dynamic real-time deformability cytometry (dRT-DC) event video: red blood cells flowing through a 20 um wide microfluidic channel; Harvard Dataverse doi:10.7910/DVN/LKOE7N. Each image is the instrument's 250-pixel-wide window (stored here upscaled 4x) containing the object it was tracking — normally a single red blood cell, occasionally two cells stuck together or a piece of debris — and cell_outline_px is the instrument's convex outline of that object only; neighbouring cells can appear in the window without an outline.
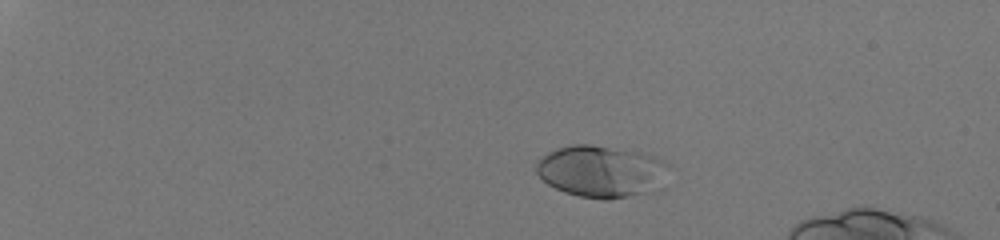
{"species": "human", "species_latin": "Homo sapiens", "temperature_condition": "room temperature", "stored_images_in_passage": 53, "camera_frame_rate_fps": 3000, "um_per_image_px": 0.085, "donor": {"sex": "male"}, "frame": {"image": 1, "passage_image": 15, "time_ms": 4.667, "image_size_px": [1000, 240], "cell_outline_px": [[668, 168], [664, 188], [660, 192], [604, 200], [580, 196], [564, 192], [548, 184], [536, 172], [536, 160], [548, 152], [556, 148], [572, 144], [592, 144], [640, 152], [656, 156], [664, 160], [668, 164]], "centroid_in_image_um": [51.19, 14.58], "position_along_channel_um": 33.8, "area_um2": 41.04}}
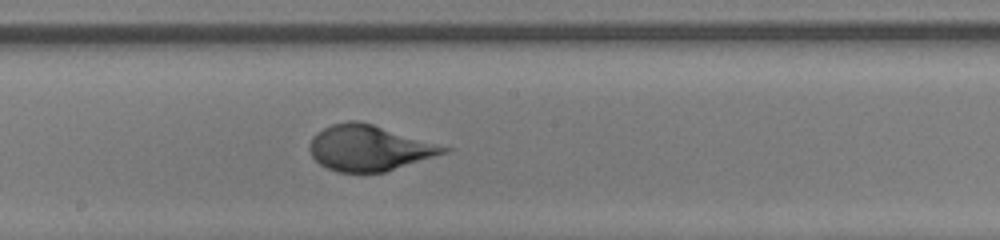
{"frame": {"image": 2, "passage_image": 37, "time_ms": 12.0, "image_size_px": [1000, 240], "cell_outline_px": [[452, 148], [448, 152], [384, 172], [336, 172], [320, 164], [312, 156], [308, 148], [308, 144], [312, 136], [316, 132], [332, 124], [348, 120], [356, 120], [372, 124]], "centroid_in_image_um": [31.33, 12.57], "position_along_channel_um": 216.9, "area_um2": 35.49}}
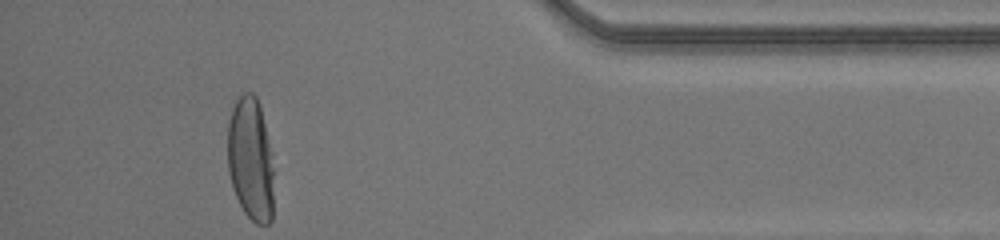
{"frame": {"image": 3, "passage_image": 53, "time_ms": 17.333, "image_size_px": [1000, 240], "cell_outline_px": [[272, 220], [268, 224], [256, 224], [244, 212], [232, 188], [228, 172], [228, 120], [232, 108], [236, 100], [244, 92], [252, 92], [256, 96], [260, 104], [272, 152]], "centroid_in_image_um": [21.29, 13.5], "position_along_channel_um": 413.9, "area_um2": 33.41}, "authors_computed_cell_mechanics": {"area_um2": 37.0498, "velocity_mm_per_s": 4.1727, "shape_relaxation_time_tau1_ms": 3.8806, "shape_relaxation_time_tau2_ms": null, "deformation_change_tau1": 0.2259, "deformation_change_tau2": null}}